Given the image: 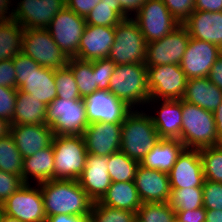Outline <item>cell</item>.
I'll use <instances>...</instances> for the list:
<instances>
[{"label": "cell", "mask_w": 222, "mask_h": 222, "mask_svg": "<svg viewBox=\"0 0 222 222\" xmlns=\"http://www.w3.org/2000/svg\"><path fill=\"white\" fill-rule=\"evenodd\" d=\"M46 217L59 214L90 216L94 201L78 180L53 179L39 184Z\"/></svg>", "instance_id": "6da1fadb"}, {"label": "cell", "mask_w": 222, "mask_h": 222, "mask_svg": "<svg viewBox=\"0 0 222 222\" xmlns=\"http://www.w3.org/2000/svg\"><path fill=\"white\" fill-rule=\"evenodd\" d=\"M143 111L132 109L122 122L121 131L120 151L138 163L161 140L148 110Z\"/></svg>", "instance_id": "7a4b0ae2"}, {"label": "cell", "mask_w": 222, "mask_h": 222, "mask_svg": "<svg viewBox=\"0 0 222 222\" xmlns=\"http://www.w3.org/2000/svg\"><path fill=\"white\" fill-rule=\"evenodd\" d=\"M108 91L130 108L142 109L150 100L147 66L143 63L116 65Z\"/></svg>", "instance_id": "3957f363"}, {"label": "cell", "mask_w": 222, "mask_h": 222, "mask_svg": "<svg viewBox=\"0 0 222 222\" xmlns=\"http://www.w3.org/2000/svg\"><path fill=\"white\" fill-rule=\"evenodd\" d=\"M180 141L186 149H202L220 145L213 112L182 99Z\"/></svg>", "instance_id": "277c9868"}, {"label": "cell", "mask_w": 222, "mask_h": 222, "mask_svg": "<svg viewBox=\"0 0 222 222\" xmlns=\"http://www.w3.org/2000/svg\"><path fill=\"white\" fill-rule=\"evenodd\" d=\"M54 179L78 180L81 176L87 157V149L82 135H55Z\"/></svg>", "instance_id": "5b68a950"}, {"label": "cell", "mask_w": 222, "mask_h": 222, "mask_svg": "<svg viewBox=\"0 0 222 222\" xmlns=\"http://www.w3.org/2000/svg\"><path fill=\"white\" fill-rule=\"evenodd\" d=\"M0 0L3 12L24 29H47L52 19L66 6V0ZM10 6L12 9H10Z\"/></svg>", "instance_id": "8992f818"}, {"label": "cell", "mask_w": 222, "mask_h": 222, "mask_svg": "<svg viewBox=\"0 0 222 222\" xmlns=\"http://www.w3.org/2000/svg\"><path fill=\"white\" fill-rule=\"evenodd\" d=\"M46 125L55 135H82L89 125L84 99L56 97L47 106Z\"/></svg>", "instance_id": "52a82bcc"}, {"label": "cell", "mask_w": 222, "mask_h": 222, "mask_svg": "<svg viewBox=\"0 0 222 222\" xmlns=\"http://www.w3.org/2000/svg\"><path fill=\"white\" fill-rule=\"evenodd\" d=\"M147 42L133 18L123 19L115 26V40L109 59L116 65L146 62Z\"/></svg>", "instance_id": "ba28073f"}, {"label": "cell", "mask_w": 222, "mask_h": 222, "mask_svg": "<svg viewBox=\"0 0 222 222\" xmlns=\"http://www.w3.org/2000/svg\"><path fill=\"white\" fill-rule=\"evenodd\" d=\"M21 52L40 66L54 70L65 68L69 59L47 29H24Z\"/></svg>", "instance_id": "9c48e42d"}, {"label": "cell", "mask_w": 222, "mask_h": 222, "mask_svg": "<svg viewBox=\"0 0 222 222\" xmlns=\"http://www.w3.org/2000/svg\"><path fill=\"white\" fill-rule=\"evenodd\" d=\"M150 100H181L188 78L179 64L147 67Z\"/></svg>", "instance_id": "30bf717a"}, {"label": "cell", "mask_w": 222, "mask_h": 222, "mask_svg": "<svg viewBox=\"0 0 222 222\" xmlns=\"http://www.w3.org/2000/svg\"><path fill=\"white\" fill-rule=\"evenodd\" d=\"M24 184L0 205L3 214L21 222H46L44 201L39 184Z\"/></svg>", "instance_id": "8fae6325"}, {"label": "cell", "mask_w": 222, "mask_h": 222, "mask_svg": "<svg viewBox=\"0 0 222 222\" xmlns=\"http://www.w3.org/2000/svg\"><path fill=\"white\" fill-rule=\"evenodd\" d=\"M85 27V17L65 6L52 19L47 30L66 57L75 58Z\"/></svg>", "instance_id": "7c38bea8"}, {"label": "cell", "mask_w": 222, "mask_h": 222, "mask_svg": "<svg viewBox=\"0 0 222 222\" xmlns=\"http://www.w3.org/2000/svg\"><path fill=\"white\" fill-rule=\"evenodd\" d=\"M134 16L147 43L162 39L180 25L162 0H147Z\"/></svg>", "instance_id": "4fadbf2b"}, {"label": "cell", "mask_w": 222, "mask_h": 222, "mask_svg": "<svg viewBox=\"0 0 222 222\" xmlns=\"http://www.w3.org/2000/svg\"><path fill=\"white\" fill-rule=\"evenodd\" d=\"M189 40L187 28L180 24L162 39L147 43L145 65H180Z\"/></svg>", "instance_id": "5bb4252c"}, {"label": "cell", "mask_w": 222, "mask_h": 222, "mask_svg": "<svg viewBox=\"0 0 222 222\" xmlns=\"http://www.w3.org/2000/svg\"><path fill=\"white\" fill-rule=\"evenodd\" d=\"M222 49L210 42L191 38L181 61V69L189 79L208 77Z\"/></svg>", "instance_id": "9a60e30c"}, {"label": "cell", "mask_w": 222, "mask_h": 222, "mask_svg": "<svg viewBox=\"0 0 222 222\" xmlns=\"http://www.w3.org/2000/svg\"><path fill=\"white\" fill-rule=\"evenodd\" d=\"M87 119L90 123H122L132 110L124 101L116 98L109 91H95L84 98Z\"/></svg>", "instance_id": "2e32d148"}, {"label": "cell", "mask_w": 222, "mask_h": 222, "mask_svg": "<svg viewBox=\"0 0 222 222\" xmlns=\"http://www.w3.org/2000/svg\"><path fill=\"white\" fill-rule=\"evenodd\" d=\"M170 188L202 187L205 181L199 149H184L168 173Z\"/></svg>", "instance_id": "e0dca14e"}, {"label": "cell", "mask_w": 222, "mask_h": 222, "mask_svg": "<svg viewBox=\"0 0 222 222\" xmlns=\"http://www.w3.org/2000/svg\"><path fill=\"white\" fill-rule=\"evenodd\" d=\"M122 123L93 122L82 134L88 153L109 156L120 151Z\"/></svg>", "instance_id": "ac0fdd59"}, {"label": "cell", "mask_w": 222, "mask_h": 222, "mask_svg": "<svg viewBox=\"0 0 222 222\" xmlns=\"http://www.w3.org/2000/svg\"><path fill=\"white\" fill-rule=\"evenodd\" d=\"M134 184L142 203H168L171 188L167 173L139 164Z\"/></svg>", "instance_id": "d6986e66"}, {"label": "cell", "mask_w": 222, "mask_h": 222, "mask_svg": "<svg viewBox=\"0 0 222 222\" xmlns=\"http://www.w3.org/2000/svg\"><path fill=\"white\" fill-rule=\"evenodd\" d=\"M108 161L109 156L88 153L85 168L78 178L80 186L94 202L99 201L111 186Z\"/></svg>", "instance_id": "ffe728a7"}, {"label": "cell", "mask_w": 222, "mask_h": 222, "mask_svg": "<svg viewBox=\"0 0 222 222\" xmlns=\"http://www.w3.org/2000/svg\"><path fill=\"white\" fill-rule=\"evenodd\" d=\"M157 103L160 105H156ZM154 104L158 107V110L156 111V108L153 109L154 113L150 110L149 115L160 138L180 140L182 126V99L149 100L145 107L148 105L151 107V105Z\"/></svg>", "instance_id": "44dd1931"}, {"label": "cell", "mask_w": 222, "mask_h": 222, "mask_svg": "<svg viewBox=\"0 0 222 222\" xmlns=\"http://www.w3.org/2000/svg\"><path fill=\"white\" fill-rule=\"evenodd\" d=\"M114 40L115 27L86 24L76 58L86 61L108 58Z\"/></svg>", "instance_id": "7402d4cb"}, {"label": "cell", "mask_w": 222, "mask_h": 222, "mask_svg": "<svg viewBox=\"0 0 222 222\" xmlns=\"http://www.w3.org/2000/svg\"><path fill=\"white\" fill-rule=\"evenodd\" d=\"M10 135L18 148L22 158L34 155L52 145L55 136L50 126L38 125H10Z\"/></svg>", "instance_id": "603a6c76"}, {"label": "cell", "mask_w": 222, "mask_h": 222, "mask_svg": "<svg viewBox=\"0 0 222 222\" xmlns=\"http://www.w3.org/2000/svg\"><path fill=\"white\" fill-rule=\"evenodd\" d=\"M182 24L191 38L210 42L222 49V11H193Z\"/></svg>", "instance_id": "cb8c5ba5"}, {"label": "cell", "mask_w": 222, "mask_h": 222, "mask_svg": "<svg viewBox=\"0 0 222 222\" xmlns=\"http://www.w3.org/2000/svg\"><path fill=\"white\" fill-rule=\"evenodd\" d=\"M55 70L40 67L29 76H16V87L47 106L57 97Z\"/></svg>", "instance_id": "d4e9b609"}, {"label": "cell", "mask_w": 222, "mask_h": 222, "mask_svg": "<svg viewBox=\"0 0 222 222\" xmlns=\"http://www.w3.org/2000/svg\"><path fill=\"white\" fill-rule=\"evenodd\" d=\"M183 100L214 112L222 102V90L211 83L208 77L189 79Z\"/></svg>", "instance_id": "484cf974"}, {"label": "cell", "mask_w": 222, "mask_h": 222, "mask_svg": "<svg viewBox=\"0 0 222 222\" xmlns=\"http://www.w3.org/2000/svg\"><path fill=\"white\" fill-rule=\"evenodd\" d=\"M185 149L179 139H161L140 162L145 168L169 173Z\"/></svg>", "instance_id": "4316f807"}, {"label": "cell", "mask_w": 222, "mask_h": 222, "mask_svg": "<svg viewBox=\"0 0 222 222\" xmlns=\"http://www.w3.org/2000/svg\"><path fill=\"white\" fill-rule=\"evenodd\" d=\"M21 178L24 184H30L31 182L29 179H32V181L36 180V184L54 179L53 145L37 151L34 155L23 158V170Z\"/></svg>", "instance_id": "83f0119b"}, {"label": "cell", "mask_w": 222, "mask_h": 222, "mask_svg": "<svg viewBox=\"0 0 222 222\" xmlns=\"http://www.w3.org/2000/svg\"><path fill=\"white\" fill-rule=\"evenodd\" d=\"M98 202L108 207L134 213H137L142 205L134 181L112 182Z\"/></svg>", "instance_id": "f1b7e54d"}, {"label": "cell", "mask_w": 222, "mask_h": 222, "mask_svg": "<svg viewBox=\"0 0 222 222\" xmlns=\"http://www.w3.org/2000/svg\"><path fill=\"white\" fill-rule=\"evenodd\" d=\"M47 105L17 89L16 105L10 125L46 124Z\"/></svg>", "instance_id": "f546056e"}, {"label": "cell", "mask_w": 222, "mask_h": 222, "mask_svg": "<svg viewBox=\"0 0 222 222\" xmlns=\"http://www.w3.org/2000/svg\"><path fill=\"white\" fill-rule=\"evenodd\" d=\"M24 28L4 12L0 15V61L15 58L22 47Z\"/></svg>", "instance_id": "4dcf8cb0"}, {"label": "cell", "mask_w": 222, "mask_h": 222, "mask_svg": "<svg viewBox=\"0 0 222 222\" xmlns=\"http://www.w3.org/2000/svg\"><path fill=\"white\" fill-rule=\"evenodd\" d=\"M67 67L72 71L81 98L98 91V85L95 78V60L86 61L75 58H69Z\"/></svg>", "instance_id": "1f68e13d"}, {"label": "cell", "mask_w": 222, "mask_h": 222, "mask_svg": "<svg viewBox=\"0 0 222 222\" xmlns=\"http://www.w3.org/2000/svg\"><path fill=\"white\" fill-rule=\"evenodd\" d=\"M140 163L129 158L122 151L109 155L108 173L111 182L134 181Z\"/></svg>", "instance_id": "d6a6232c"}, {"label": "cell", "mask_w": 222, "mask_h": 222, "mask_svg": "<svg viewBox=\"0 0 222 222\" xmlns=\"http://www.w3.org/2000/svg\"><path fill=\"white\" fill-rule=\"evenodd\" d=\"M0 170L22 177L23 158L10 133L0 138Z\"/></svg>", "instance_id": "836d02e7"}, {"label": "cell", "mask_w": 222, "mask_h": 222, "mask_svg": "<svg viewBox=\"0 0 222 222\" xmlns=\"http://www.w3.org/2000/svg\"><path fill=\"white\" fill-rule=\"evenodd\" d=\"M168 204L174 209L175 213L203 207V188L171 189Z\"/></svg>", "instance_id": "e575fe53"}, {"label": "cell", "mask_w": 222, "mask_h": 222, "mask_svg": "<svg viewBox=\"0 0 222 222\" xmlns=\"http://www.w3.org/2000/svg\"><path fill=\"white\" fill-rule=\"evenodd\" d=\"M199 151L205 180L222 183V144Z\"/></svg>", "instance_id": "d590c367"}, {"label": "cell", "mask_w": 222, "mask_h": 222, "mask_svg": "<svg viewBox=\"0 0 222 222\" xmlns=\"http://www.w3.org/2000/svg\"><path fill=\"white\" fill-rule=\"evenodd\" d=\"M142 222H175V211L168 203H142L136 213Z\"/></svg>", "instance_id": "8d00e7d4"}, {"label": "cell", "mask_w": 222, "mask_h": 222, "mask_svg": "<svg viewBox=\"0 0 222 222\" xmlns=\"http://www.w3.org/2000/svg\"><path fill=\"white\" fill-rule=\"evenodd\" d=\"M136 213L108 207L95 201L90 214V222H133Z\"/></svg>", "instance_id": "74e56055"}, {"label": "cell", "mask_w": 222, "mask_h": 222, "mask_svg": "<svg viewBox=\"0 0 222 222\" xmlns=\"http://www.w3.org/2000/svg\"><path fill=\"white\" fill-rule=\"evenodd\" d=\"M54 79L58 98L65 100L82 99L74 75L67 66L56 69Z\"/></svg>", "instance_id": "f35d334b"}, {"label": "cell", "mask_w": 222, "mask_h": 222, "mask_svg": "<svg viewBox=\"0 0 222 222\" xmlns=\"http://www.w3.org/2000/svg\"><path fill=\"white\" fill-rule=\"evenodd\" d=\"M86 24L115 27L123 18L115 11V5L98 3L85 17Z\"/></svg>", "instance_id": "ab89813d"}, {"label": "cell", "mask_w": 222, "mask_h": 222, "mask_svg": "<svg viewBox=\"0 0 222 222\" xmlns=\"http://www.w3.org/2000/svg\"><path fill=\"white\" fill-rule=\"evenodd\" d=\"M203 207L206 210H222V183L205 180L203 183Z\"/></svg>", "instance_id": "60d3db41"}, {"label": "cell", "mask_w": 222, "mask_h": 222, "mask_svg": "<svg viewBox=\"0 0 222 222\" xmlns=\"http://www.w3.org/2000/svg\"><path fill=\"white\" fill-rule=\"evenodd\" d=\"M116 64L109 58L95 60V78L98 90L108 91Z\"/></svg>", "instance_id": "b9f144b4"}, {"label": "cell", "mask_w": 222, "mask_h": 222, "mask_svg": "<svg viewBox=\"0 0 222 222\" xmlns=\"http://www.w3.org/2000/svg\"><path fill=\"white\" fill-rule=\"evenodd\" d=\"M23 185L21 176L0 170V205Z\"/></svg>", "instance_id": "7bdbcfd3"}, {"label": "cell", "mask_w": 222, "mask_h": 222, "mask_svg": "<svg viewBox=\"0 0 222 222\" xmlns=\"http://www.w3.org/2000/svg\"><path fill=\"white\" fill-rule=\"evenodd\" d=\"M17 89L0 86V117L11 123L16 105Z\"/></svg>", "instance_id": "ee69618b"}, {"label": "cell", "mask_w": 222, "mask_h": 222, "mask_svg": "<svg viewBox=\"0 0 222 222\" xmlns=\"http://www.w3.org/2000/svg\"><path fill=\"white\" fill-rule=\"evenodd\" d=\"M162 2L180 24L194 11L195 0H162Z\"/></svg>", "instance_id": "f6af8a7d"}, {"label": "cell", "mask_w": 222, "mask_h": 222, "mask_svg": "<svg viewBox=\"0 0 222 222\" xmlns=\"http://www.w3.org/2000/svg\"><path fill=\"white\" fill-rule=\"evenodd\" d=\"M16 76H29L41 66L32 58L20 52L13 58Z\"/></svg>", "instance_id": "bcb514c9"}, {"label": "cell", "mask_w": 222, "mask_h": 222, "mask_svg": "<svg viewBox=\"0 0 222 222\" xmlns=\"http://www.w3.org/2000/svg\"><path fill=\"white\" fill-rule=\"evenodd\" d=\"M0 86L17 89L13 59L0 61Z\"/></svg>", "instance_id": "7dc6e473"}, {"label": "cell", "mask_w": 222, "mask_h": 222, "mask_svg": "<svg viewBox=\"0 0 222 222\" xmlns=\"http://www.w3.org/2000/svg\"><path fill=\"white\" fill-rule=\"evenodd\" d=\"M101 0H66V6L77 15L86 17Z\"/></svg>", "instance_id": "c3c4849f"}, {"label": "cell", "mask_w": 222, "mask_h": 222, "mask_svg": "<svg viewBox=\"0 0 222 222\" xmlns=\"http://www.w3.org/2000/svg\"><path fill=\"white\" fill-rule=\"evenodd\" d=\"M175 216L177 222H205L206 209L200 207L194 210L177 211Z\"/></svg>", "instance_id": "681fc988"}, {"label": "cell", "mask_w": 222, "mask_h": 222, "mask_svg": "<svg viewBox=\"0 0 222 222\" xmlns=\"http://www.w3.org/2000/svg\"><path fill=\"white\" fill-rule=\"evenodd\" d=\"M147 0H118V4L124 11V19L133 18ZM130 12V13H129Z\"/></svg>", "instance_id": "f907efd6"}, {"label": "cell", "mask_w": 222, "mask_h": 222, "mask_svg": "<svg viewBox=\"0 0 222 222\" xmlns=\"http://www.w3.org/2000/svg\"><path fill=\"white\" fill-rule=\"evenodd\" d=\"M194 11L221 12L222 0H195Z\"/></svg>", "instance_id": "816d5d0a"}, {"label": "cell", "mask_w": 222, "mask_h": 222, "mask_svg": "<svg viewBox=\"0 0 222 222\" xmlns=\"http://www.w3.org/2000/svg\"><path fill=\"white\" fill-rule=\"evenodd\" d=\"M208 79L211 83L215 84L219 89L222 90V53L214 62L208 75Z\"/></svg>", "instance_id": "f5cc1de1"}, {"label": "cell", "mask_w": 222, "mask_h": 222, "mask_svg": "<svg viewBox=\"0 0 222 222\" xmlns=\"http://www.w3.org/2000/svg\"><path fill=\"white\" fill-rule=\"evenodd\" d=\"M46 222H90V216L59 214L46 217Z\"/></svg>", "instance_id": "db71d44e"}, {"label": "cell", "mask_w": 222, "mask_h": 222, "mask_svg": "<svg viewBox=\"0 0 222 222\" xmlns=\"http://www.w3.org/2000/svg\"><path fill=\"white\" fill-rule=\"evenodd\" d=\"M215 124H216V132L218 134L219 143L222 144V102L217 107V109L213 112Z\"/></svg>", "instance_id": "11a10c76"}, {"label": "cell", "mask_w": 222, "mask_h": 222, "mask_svg": "<svg viewBox=\"0 0 222 222\" xmlns=\"http://www.w3.org/2000/svg\"><path fill=\"white\" fill-rule=\"evenodd\" d=\"M205 222H222V210H206Z\"/></svg>", "instance_id": "9f6ffc18"}, {"label": "cell", "mask_w": 222, "mask_h": 222, "mask_svg": "<svg viewBox=\"0 0 222 222\" xmlns=\"http://www.w3.org/2000/svg\"><path fill=\"white\" fill-rule=\"evenodd\" d=\"M10 133V122L0 117V138Z\"/></svg>", "instance_id": "6f0895ef"}, {"label": "cell", "mask_w": 222, "mask_h": 222, "mask_svg": "<svg viewBox=\"0 0 222 222\" xmlns=\"http://www.w3.org/2000/svg\"><path fill=\"white\" fill-rule=\"evenodd\" d=\"M102 4L115 5V11L124 19V11L121 9V6L118 4V0H101Z\"/></svg>", "instance_id": "680465c9"}, {"label": "cell", "mask_w": 222, "mask_h": 222, "mask_svg": "<svg viewBox=\"0 0 222 222\" xmlns=\"http://www.w3.org/2000/svg\"><path fill=\"white\" fill-rule=\"evenodd\" d=\"M0 222H21V221H19V220L16 219V218H12V217H10V216H7V215H5V214H3V213L1 212Z\"/></svg>", "instance_id": "91938a15"}, {"label": "cell", "mask_w": 222, "mask_h": 222, "mask_svg": "<svg viewBox=\"0 0 222 222\" xmlns=\"http://www.w3.org/2000/svg\"><path fill=\"white\" fill-rule=\"evenodd\" d=\"M3 13V6L0 5V15Z\"/></svg>", "instance_id": "94428289"}, {"label": "cell", "mask_w": 222, "mask_h": 222, "mask_svg": "<svg viewBox=\"0 0 222 222\" xmlns=\"http://www.w3.org/2000/svg\"><path fill=\"white\" fill-rule=\"evenodd\" d=\"M133 222H142V221L136 217Z\"/></svg>", "instance_id": "6125c7cd"}]
</instances>
